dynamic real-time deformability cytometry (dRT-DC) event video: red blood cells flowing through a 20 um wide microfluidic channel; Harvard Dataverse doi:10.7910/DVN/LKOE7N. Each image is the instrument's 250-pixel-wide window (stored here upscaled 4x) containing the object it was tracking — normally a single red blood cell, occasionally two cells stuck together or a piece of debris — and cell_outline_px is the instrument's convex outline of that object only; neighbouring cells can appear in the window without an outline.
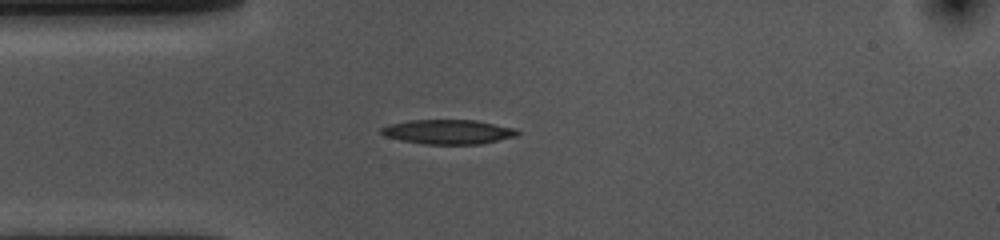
{"species": "common noctule bat (a hibernating species)", "species_latin": "Nyctalus noctula", "temperature_condition": "cold", "stored_images_in_passage": 42, "camera_frame_rate_fps": 3000, "um_per_image_px": 0.085, "animal": {"sex": "female", "body_mass_g": 10.0, "forearm_length_mm": 53.1}, "frame": {"image": 1, "passage_image": 1, "time_ms": 0.0, "image_size_px": [1000, 240], "cell_outline_px": [[520, 132], [516, 136], [480, 144], [424, 144], [400, 140], [384, 136], [380, 132], [380, 128], [392, 124], [408, 120], [476, 120], [516, 128]], "centroid_in_image_um": [38.09, 11.2], "position_along_channel_um": 46.9, "area_um2": 19.42}}
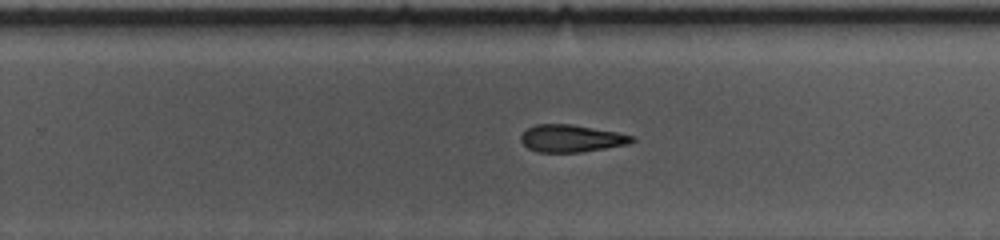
{"frame": {"image": 2, "passage_image": 21, "time_ms": 6.667, "image_size_px": [1000, 240], "cell_outline_px": [[636, 140], [628, 144], [580, 152], [536, 152], [528, 148], [520, 140], [520, 136], [528, 128], [536, 124], [572, 124], [616, 132], [636, 136]], "centroid_in_image_um": [48.57, 11.76], "position_along_channel_um": 281.2, "area_um2": 17.63}}
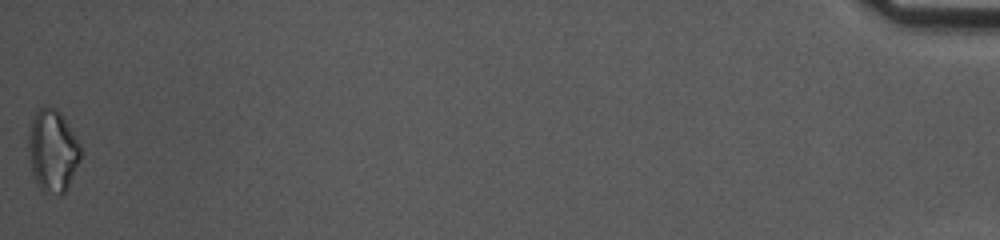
{"frame": {"image": 3, "passage_image": 42, "time_ms": 13.667, "image_size_px": [1000, 240], "cell_outline_px": [[80, 160], [68, 188], [64, 196], [44, 192], [40, 188], [32, 172], [28, 156], [28, 132], [32, 120], [36, 112], [40, 108], [48, 104], [56, 108], [64, 116], [80, 144]], "centroid_in_image_um": [4.48, 12.81], "position_along_channel_um": 430.7, "area_um2": 25.37}, "authors_computed_cell_mechanics": {"area_um2": 18.9873, "velocity_mm_per_s": 3.6377, "shape_relaxation_time_tau1_ms": 4.1138, "shape_relaxation_time_tau2_ms": null, "deformation_change_tau1": 0.1422, "deformation_change_tau2": null}}